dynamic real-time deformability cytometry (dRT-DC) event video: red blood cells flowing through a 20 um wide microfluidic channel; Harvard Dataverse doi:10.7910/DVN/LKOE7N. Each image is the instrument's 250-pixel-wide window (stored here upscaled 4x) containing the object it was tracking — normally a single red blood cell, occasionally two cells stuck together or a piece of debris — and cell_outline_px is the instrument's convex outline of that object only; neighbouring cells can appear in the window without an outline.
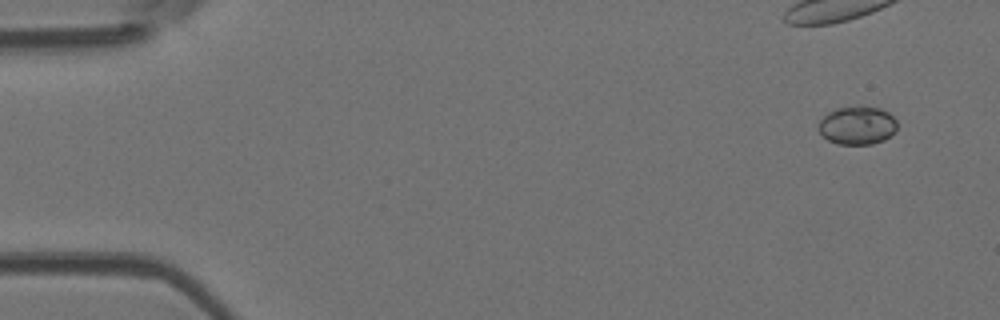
{"species": "Egyptian fruit bat (a non-hibernating species)", "species_latin": "Rousettus aegyptiacus", "temperature_condition": "room temperature", "stored_images_in_passage": 8, "camera_frame_rate_fps": 3000, "um_per_image_px": 0.085, "animal": {"sex": "female"}, "frame": {"image": 1, "passage_image": 1, "time_ms": 0.0, "image_size_px": [1000, 320], "cell_outline_px": [[896, 132], [884, 140], [872, 144], [836, 144], [828, 140], [820, 132], [820, 120], [828, 112], [836, 108], [860, 104], [880, 108], [888, 112], [896, 120]], "centroid_in_image_um": [72.9, 10.63], "position_along_channel_um": 12.1, "area_um2": 17.8}}